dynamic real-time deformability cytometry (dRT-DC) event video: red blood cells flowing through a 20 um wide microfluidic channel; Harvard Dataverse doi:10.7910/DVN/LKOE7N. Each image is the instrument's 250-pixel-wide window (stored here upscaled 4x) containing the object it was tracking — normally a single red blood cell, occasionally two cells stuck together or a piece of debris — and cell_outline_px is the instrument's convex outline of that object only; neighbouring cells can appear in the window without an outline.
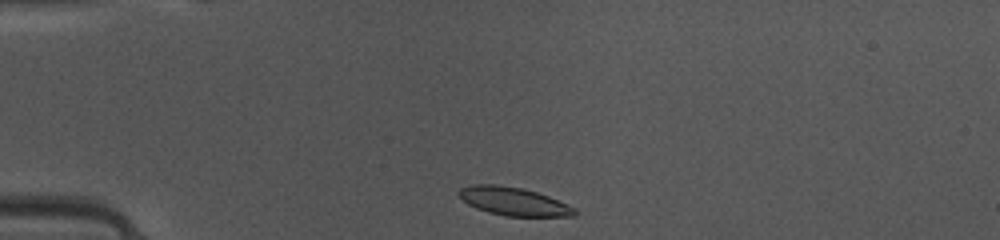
{"species": "common noctule bat (a hibernating species)", "species_latin": "Nyctalus noctula", "temperature_condition": "warm", "stored_images_in_passage": 38, "camera_frame_rate_fps": 3000, "um_per_image_px": 0.085, "animal": {"sex": "female", "body_mass_g": 10.0, "forearm_length_mm": 53.1}, "frame": {"image": 1, "passage_image": 1, "time_ms": 0.0, "image_size_px": [1000, 240], "cell_outline_px": [[576, 216], [504, 216], [488, 212], [476, 208], [468, 204], [456, 192], [460, 188], [472, 184], [496, 184], [524, 188], [548, 196], [576, 208]], "centroid_in_image_um": [43.64, 17.11], "position_along_channel_um": 41.4, "area_um2": 19.07}}
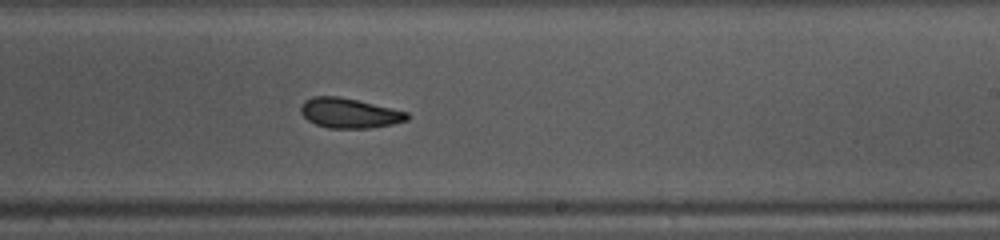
{"frame": {"image": 2, "passage_image": 19, "time_ms": 6.0, "image_size_px": [1000, 240], "cell_outline_px": [[412, 116], [408, 120], [392, 124], [368, 128], [328, 128], [316, 124], [308, 120], [300, 112], [300, 104], [304, 100], [312, 96], [336, 96], [356, 100], [408, 112]], "centroid_in_image_um": [29.68, 9.61], "position_along_channel_um": 259.3, "area_um2": 18.5}}
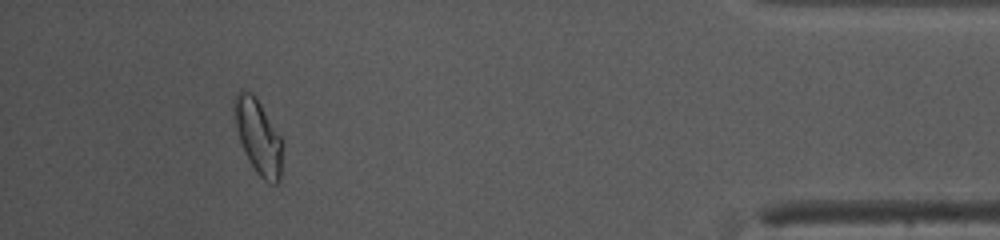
{"frame": {"image": 3, "passage_image": 34, "time_ms": 11.0, "image_size_px": [1000, 240], "cell_outline_px": [[280, 180], [276, 184], [272, 184], [264, 180], [256, 172], [248, 160], [244, 152], [236, 128], [232, 112], [232, 100], [236, 92], [248, 92], [256, 96], [280, 136]], "centroid_in_image_um": [21.88, 11.58], "position_along_channel_um": 413.3, "area_um2": 20.63}, "authors_computed_cell_mechanics": {"area_um2": 19.0451, "velocity_mm_per_s": 4.1155, "shape_relaxation_time_tau1_ms": 4.1742, "shape_relaxation_time_tau2_ms": 2.0398, "deformation_change_tau1": 0.1435, "deformation_change_tau2": 0.0771}}